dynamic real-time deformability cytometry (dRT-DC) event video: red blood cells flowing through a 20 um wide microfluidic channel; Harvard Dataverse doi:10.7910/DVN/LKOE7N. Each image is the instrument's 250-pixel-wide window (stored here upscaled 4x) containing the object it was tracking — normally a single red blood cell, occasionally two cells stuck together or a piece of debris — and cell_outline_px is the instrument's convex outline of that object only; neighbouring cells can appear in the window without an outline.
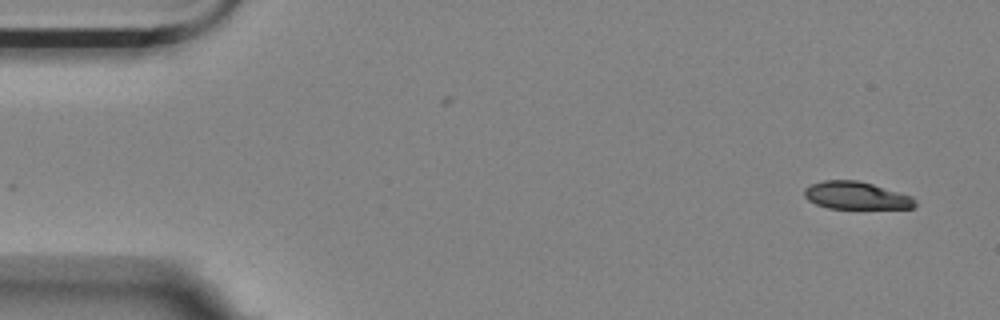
{"species": "Egyptian fruit bat (a non-hibernating species)", "species_latin": "Rousettus aegyptiacus", "temperature_condition": "room temperature", "stored_images_in_passage": 13, "camera_frame_rate_fps": 3000, "um_per_image_px": 0.085, "animal": {"sex": "female"}, "frame": {"image": 1, "passage_image": 1, "time_ms": 0.0, "image_size_px": [1000, 320], "cell_outline_px": [[916, 204], [912, 208], [828, 208], [816, 204], [808, 200], [804, 196], [804, 188], [808, 184], [824, 180], [856, 180], [872, 184], [912, 196], [916, 200]], "centroid_in_image_um": [72.73, 16.61], "position_along_channel_um": 12.3, "area_um2": 17.74}}
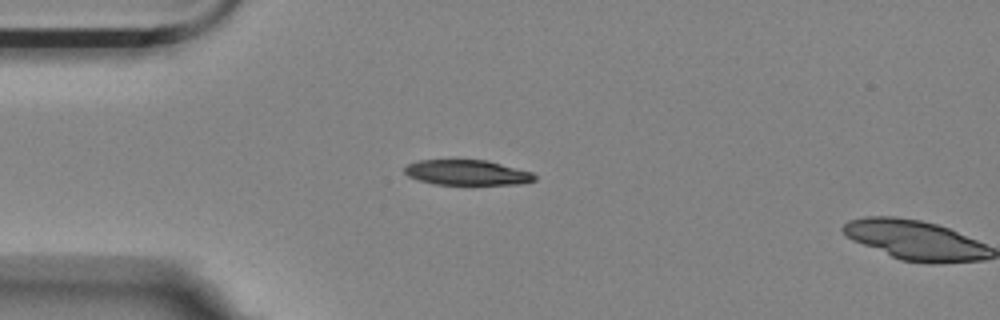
{"frame": {"image": 2, "passage_image": 12, "time_ms": 3.667, "image_size_px": [1000, 320], "cell_outline_px": [[536, 180], [520, 184], [436, 184], [420, 180], [408, 176], [404, 172], [404, 168], [408, 164], [420, 160], [488, 160], [532, 172], [536, 176]], "centroid_in_image_um": [39.72, 14.66], "position_along_channel_um": 45.3, "area_um2": 18.96}}